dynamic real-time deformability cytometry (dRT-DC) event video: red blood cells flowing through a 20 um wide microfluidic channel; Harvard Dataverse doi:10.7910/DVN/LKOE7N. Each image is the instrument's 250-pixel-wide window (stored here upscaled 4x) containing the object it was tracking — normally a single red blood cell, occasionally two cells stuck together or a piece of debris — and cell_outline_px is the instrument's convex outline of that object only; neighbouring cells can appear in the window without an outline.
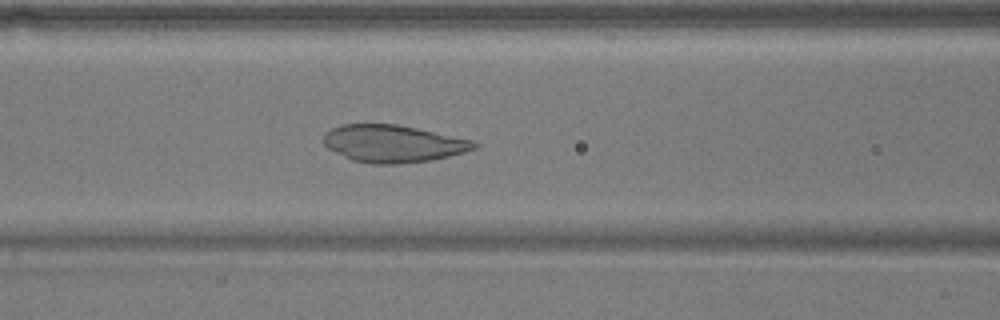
{"species": "common noctule bat (a hibernating species)", "species_latin": "Nyctalus noctula", "temperature_condition": "warm", "stored_images_in_passage": 51, "camera_frame_rate_fps": 3000, "um_per_image_px": 0.085, "animal": {"sex": "male", "body_mass_g": 17.9}, "frame": {"image": 1, "passage_image": 20, "time_ms": 6.333, "image_size_px": [1000, 320], "cell_outline_px": [[480, 144], [476, 148], [464, 152], [432, 160], [400, 164], [372, 164], [352, 160], [328, 148], [324, 144], [324, 132], [340, 124], [396, 124], [416, 128], [472, 140]], "centroid_in_image_um": [33.4, 12.21], "position_along_channel_um": 133.2, "area_um2": 32.66}}
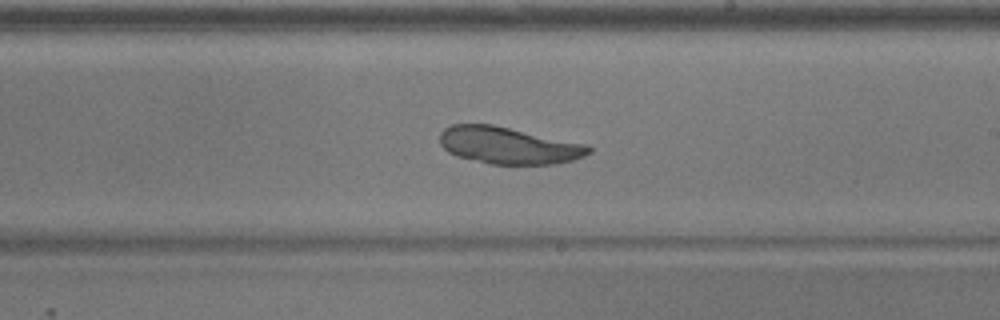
{"frame": {"image": 2, "passage_image": 29, "time_ms": 9.333, "image_size_px": [1000, 320], "cell_outline_px": [[592, 152], [584, 156], [572, 160], [556, 164], [492, 164], [456, 156], [448, 152], [440, 144], [440, 132], [444, 128], [452, 124], [492, 124], [588, 144], [592, 148]], "centroid_in_image_um": [43.24, 12.36], "position_along_channel_um": 245.8, "area_um2": 32.19}}
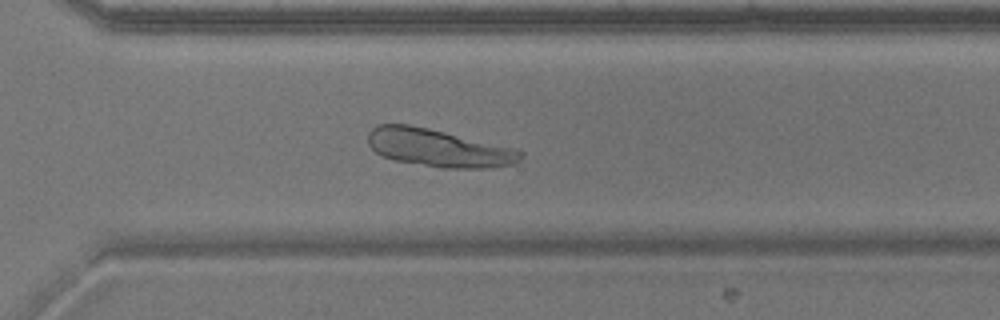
{"frame": {"image": 3, "passage_image": 36, "time_ms": 11.667, "image_size_px": [1000, 320], "cell_outline_px": [[524, 156], [516, 164], [488, 168], [444, 168], [392, 160], [380, 156], [368, 144], [368, 132], [372, 128], [380, 124], [408, 124], [428, 128], [520, 148], [524, 152]], "centroid_in_image_um": [37.34, 12.58], "position_along_channel_um": 333.3, "area_um2": 34.16}}